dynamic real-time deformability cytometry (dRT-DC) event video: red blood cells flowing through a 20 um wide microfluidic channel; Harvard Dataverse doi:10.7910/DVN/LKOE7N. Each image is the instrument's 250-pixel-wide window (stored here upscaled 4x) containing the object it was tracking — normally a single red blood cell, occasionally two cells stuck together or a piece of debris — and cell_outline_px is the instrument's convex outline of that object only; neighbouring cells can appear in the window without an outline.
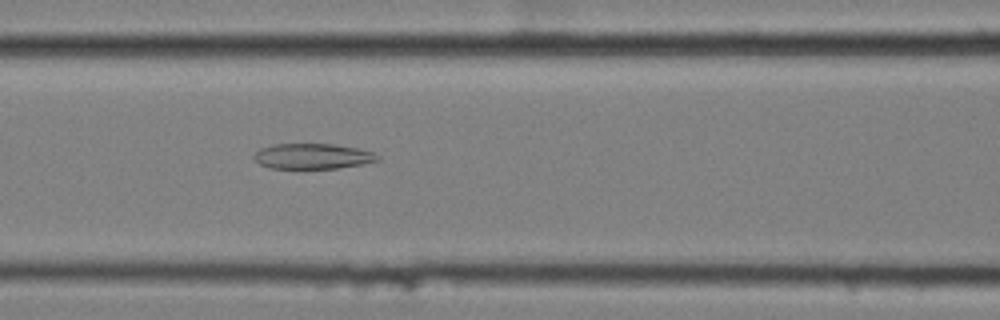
{"species": "common noctule bat (a hibernating species)", "species_latin": "Nyctalus noctula", "temperature_condition": "cold", "stored_images_in_passage": 6, "camera_frame_rate_fps": 3000, "um_per_image_px": 0.085, "animal": {"sex": "female", "body_mass_g": 25.1}, "frame": {"image": 1, "passage_image": 6, "time_ms": 1.667, "image_size_px": [1000, 320], "cell_outline_px": [[380, 160], [360, 164], [336, 168], [268, 168], [260, 164], [252, 156], [260, 148], [272, 144], [332, 144], [360, 148], [372, 152], [380, 156]], "centroid_in_image_um": [26.56, 13.27], "position_along_channel_um": 140.0, "area_um2": 18.26}}